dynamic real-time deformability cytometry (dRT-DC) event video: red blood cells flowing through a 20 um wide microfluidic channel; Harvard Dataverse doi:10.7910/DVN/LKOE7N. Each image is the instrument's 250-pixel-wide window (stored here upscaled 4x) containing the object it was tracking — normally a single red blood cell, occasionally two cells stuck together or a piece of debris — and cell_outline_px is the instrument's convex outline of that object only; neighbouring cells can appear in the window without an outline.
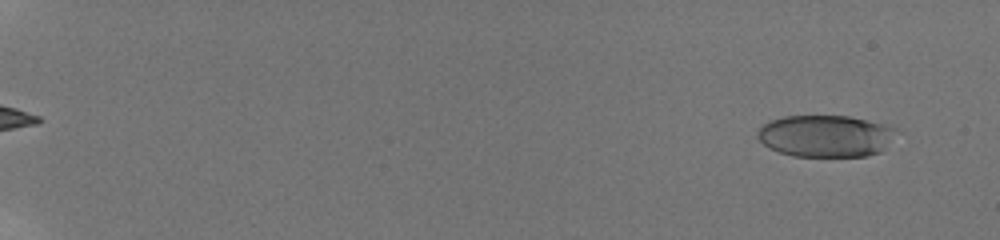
{"species": "human", "species_latin": "Homo sapiens", "temperature_condition": "room temperature", "stored_images_in_passage": 85, "camera_frame_rate_fps": 3000, "um_per_image_px": 0.085, "donor": {"sex": "male"}, "frame": {"image": 1, "passage_image": 5, "time_ms": 1.0, "image_size_px": [1000, 240], "cell_outline_px": [[896, 128], [880, 152], [864, 156], [792, 156], [768, 148], [756, 136], [756, 132], [764, 124], [772, 120], [784, 116], [848, 116]], "centroid_in_image_um": [70.07, 11.56], "position_along_channel_um": 14.9, "area_um2": 33.18}}
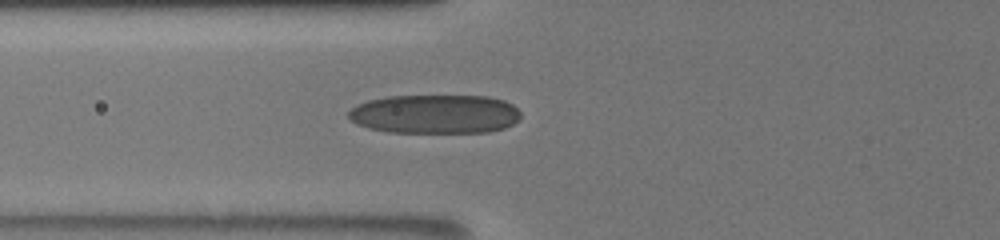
{"frame": {"image": 2, "passage_image": 33, "time_ms": 8.333, "image_size_px": [1000, 240], "cell_outline_px": [[520, 116], [512, 124], [504, 128], [488, 132], [388, 132], [368, 128], [356, 124], [348, 116], [348, 112], [356, 104], [368, 100], [388, 96], [488, 96], [504, 100], [512, 104], [520, 112]], "centroid_in_image_um": [36.95, 9.69], "position_along_channel_um": 88.8, "area_um2": 39.19}}
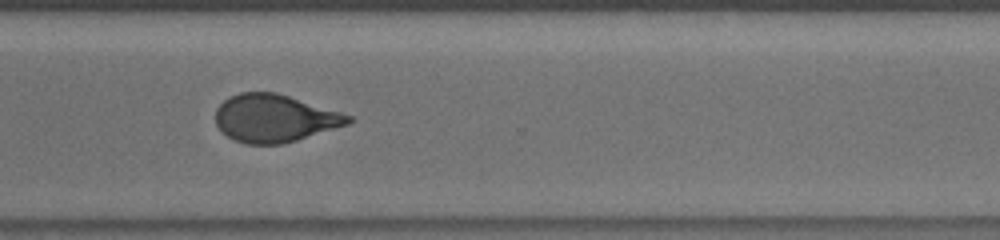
{"frame": {"image": 3, "passage_image": 68, "time_ms": 15.0, "image_size_px": [1000, 240], "cell_outline_px": [[352, 120], [348, 124], [296, 140], [280, 144], [248, 144], [236, 140], [228, 136], [216, 124], [216, 108], [224, 100], [240, 92], [276, 92], [340, 112], [352, 116]], "centroid_in_image_um": [23.33, 10.04], "position_along_channel_um": 347.3, "area_um2": 36.3}, "authors_computed_cell_mechanics": {"area_um2": 36.8764, "velocity_mm_per_s": 3.8876, "shape_relaxation_time_tau1_ms": 5.3636, "shape_relaxation_time_tau2_ms": 1.2944, "deformation_change_tau1": 0.188, "deformation_change_tau2": 0.0823}}